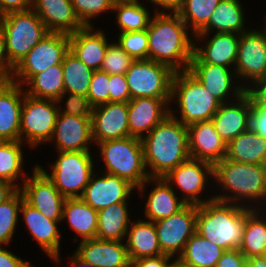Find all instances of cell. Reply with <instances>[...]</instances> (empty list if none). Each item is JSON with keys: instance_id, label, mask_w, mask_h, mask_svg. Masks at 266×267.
<instances>
[{"instance_id": "cell-45", "label": "cell", "mask_w": 266, "mask_h": 267, "mask_svg": "<svg viewBox=\"0 0 266 267\" xmlns=\"http://www.w3.org/2000/svg\"><path fill=\"white\" fill-rule=\"evenodd\" d=\"M77 18L84 26H93L90 21L113 9V0H71Z\"/></svg>"}, {"instance_id": "cell-20", "label": "cell", "mask_w": 266, "mask_h": 267, "mask_svg": "<svg viewBox=\"0 0 266 267\" xmlns=\"http://www.w3.org/2000/svg\"><path fill=\"white\" fill-rule=\"evenodd\" d=\"M56 142L57 152H90L92 139L91 117L58 113L50 142Z\"/></svg>"}, {"instance_id": "cell-1", "label": "cell", "mask_w": 266, "mask_h": 267, "mask_svg": "<svg viewBox=\"0 0 266 267\" xmlns=\"http://www.w3.org/2000/svg\"><path fill=\"white\" fill-rule=\"evenodd\" d=\"M154 13L147 28L148 59L175 72L188 70L194 49L190 29L177 13Z\"/></svg>"}, {"instance_id": "cell-39", "label": "cell", "mask_w": 266, "mask_h": 267, "mask_svg": "<svg viewBox=\"0 0 266 267\" xmlns=\"http://www.w3.org/2000/svg\"><path fill=\"white\" fill-rule=\"evenodd\" d=\"M22 144L21 141H0V180L8 181L18 189L20 183L16 182H19L17 181L19 176L23 182L28 176L23 174L24 152L22 151Z\"/></svg>"}, {"instance_id": "cell-50", "label": "cell", "mask_w": 266, "mask_h": 267, "mask_svg": "<svg viewBox=\"0 0 266 267\" xmlns=\"http://www.w3.org/2000/svg\"><path fill=\"white\" fill-rule=\"evenodd\" d=\"M247 258L239 249L225 250L216 267H245Z\"/></svg>"}, {"instance_id": "cell-49", "label": "cell", "mask_w": 266, "mask_h": 267, "mask_svg": "<svg viewBox=\"0 0 266 267\" xmlns=\"http://www.w3.org/2000/svg\"><path fill=\"white\" fill-rule=\"evenodd\" d=\"M244 93L251 100V109H266V77L252 81ZM253 84V85H252Z\"/></svg>"}, {"instance_id": "cell-3", "label": "cell", "mask_w": 266, "mask_h": 267, "mask_svg": "<svg viewBox=\"0 0 266 267\" xmlns=\"http://www.w3.org/2000/svg\"><path fill=\"white\" fill-rule=\"evenodd\" d=\"M213 178L224 189L223 192H229L214 195L217 200L253 209L263 207L266 203V164L240 163L225 157L213 166ZM248 201L253 205L247 203ZM258 201L262 202L261 206L257 204Z\"/></svg>"}, {"instance_id": "cell-17", "label": "cell", "mask_w": 266, "mask_h": 267, "mask_svg": "<svg viewBox=\"0 0 266 267\" xmlns=\"http://www.w3.org/2000/svg\"><path fill=\"white\" fill-rule=\"evenodd\" d=\"M232 69L233 68L224 65L190 64L188 71L213 95L216 100L223 104L232 102L230 99H233V102L236 101V99L244 94L246 87L245 84L240 85L241 83L238 84L234 81L233 78L237 77ZM234 83H236V86ZM230 93L232 94L231 98H229Z\"/></svg>"}, {"instance_id": "cell-51", "label": "cell", "mask_w": 266, "mask_h": 267, "mask_svg": "<svg viewBox=\"0 0 266 267\" xmlns=\"http://www.w3.org/2000/svg\"><path fill=\"white\" fill-rule=\"evenodd\" d=\"M14 67L9 63L4 46V32L0 26V83L11 81Z\"/></svg>"}, {"instance_id": "cell-5", "label": "cell", "mask_w": 266, "mask_h": 267, "mask_svg": "<svg viewBox=\"0 0 266 267\" xmlns=\"http://www.w3.org/2000/svg\"><path fill=\"white\" fill-rule=\"evenodd\" d=\"M171 100L177 102L180 119L171 108L170 116L185 126L211 120L221 105L188 70L174 73Z\"/></svg>"}, {"instance_id": "cell-29", "label": "cell", "mask_w": 266, "mask_h": 267, "mask_svg": "<svg viewBox=\"0 0 266 267\" xmlns=\"http://www.w3.org/2000/svg\"><path fill=\"white\" fill-rule=\"evenodd\" d=\"M150 182H154L155 187L148 193L147 203H145L144 214L146 215L145 218L149 219L148 221L156 222L167 218L186 205L182 198L176 196V191L173 190L174 187L169 185L164 178H149L136 190L138 189L143 193L145 186Z\"/></svg>"}, {"instance_id": "cell-28", "label": "cell", "mask_w": 266, "mask_h": 267, "mask_svg": "<svg viewBox=\"0 0 266 267\" xmlns=\"http://www.w3.org/2000/svg\"><path fill=\"white\" fill-rule=\"evenodd\" d=\"M75 253L95 267H124L130 263L126 244L122 241L83 240Z\"/></svg>"}, {"instance_id": "cell-30", "label": "cell", "mask_w": 266, "mask_h": 267, "mask_svg": "<svg viewBox=\"0 0 266 267\" xmlns=\"http://www.w3.org/2000/svg\"><path fill=\"white\" fill-rule=\"evenodd\" d=\"M240 0H221L210 16L208 24L194 36V42L205 40L212 31L216 33L242 34L250 29L245 28V10ZM215 29V30H214ZM211 31V32H210Z\"/></svg>"}, {"instance_id": "cell-38", "label": "cell", "mask_w": 266, "mask_h": 267, "mask_svg": "<svg viewBox=\"0 0 266 267\" xmlns=\"http://www.w3.org/2000/svg\"><path fill=\"white\" fill-rule=\"evenodd\" d=\"M112 11L117 13L115 17L120 32L146 30L152 18L151 12L140 3V0L114 2Z\"/></svg>"}, {"instance_id": "cell-48", "label": "cell", "mask_w": 266, "mask_h": 267, "mask_svg": "<svg viewBox=\"0 0 266 267\" xmlns=\"http://www.w3.org/2000/svg\"><path fill=\"white\" fill-rule=\"evenodd\" d=\"M109 81L110 102L128 103L131 97L125 74H111Z\"/></svg>"}, {"instance_id": "cell-6", "label": "cell", "mask_w": 266, "mask_h": 267, "mask_svg": "<svg viewBox=\"0 0 266 267\" xmlns=\"http://www.w3.org/2000/svg\"><path fill=\"white\" fill-rule=\"evenodd\" d=\"M106 173L129 181L136 188L150 178L144 161L141 139L126 137L98 143Z\"/></svg>"}, {"instance_id": "cell-43", "label": "cell", "mask_w": 266, "mask_h": 267, "mask_svg": "<svg viewBox=\"0 0 266 267\" xmlns=\"http://www.w3.org/2000/svg\"><path fill=\"white\" fill-rule=\"evenodd\" d=\"M117 43L134 60L148 59L149 44L147 29L121 32L119 33Z\"/></svg>"}, {"instance_id": "cell-34", "label": "cell", "mask_w": 266, "mask_h": 267, "mask_svg": "<svg viewBox=\"0 0 266 267\" xmlns=\"http://www.w3.org/2000/svg\"><path fill=\"white\" fill-rule=\"evenodd\" d=\"M127 202L112 204L98 211L96 238L100 240L123 241L129 228Z\"/></svg>"}, {"instance_id": "cell-46", "label": "cell", "mask_w": 266, "mask_h": 267, "mask_svg": "<svg viewBox=\"0 0 266 267\" xmlns=\"http://www.w3.org/2000/svg\"><path fill=\"white\" fill-rule=\"evenodd\" d=\"M110 75L107 72L101 70H94L87 98L92 107H96L110 102Z\"/></svg>"}, {"instance_id": "cell-57", "label": "cell", "mask_w": 266, "mask_h": 267, "mask_svg": "<svg viewBox=\"0 0 266 267\" xmlns=\"http://www.w3.org/2000/svg\"><path fill=\"white\" fill-rule=\"evenodd\" d=\"M17 190L18 188L12 183L0 180V204L9 199Z\"/></svg>"}, {"instance_id": "cell-36", "label": "cell", "mask_w": 266, "mask_h": 267, "mask_svg": "<svg viewBox=\"0 0 266 267\" xmlns=\"http://www.w3.org/2000/svg\"><path fill=\"white\" fill-rule=\"evenodd\" d=\"M224 252L223 248L195 232L186 242L178 259L191 267H216Z\"/></svg>"}, {"instance_id": "cell-18", "label": "cell", "mask_w": 266, "mask_h": 267, "mask_svg": "<svg viewBox=\"0 0 266 267\" xmlns=\"http://www.w3.org/2000/svg\"><path fill=\"white\" fill-rule=\"evenodd\" d=\"M93 142L129 137L128 103L108 102L92 108Z\"/></svg>"}, {"instance_id": "cell-44", "label": "cell", "mask_w": 266, "mask_h": 267, "mask_svg": "<svg viewBox=\"0 0 266 267\" xmlns=\"http://www.w3.org/2000/svg\"><path fill=\"white\" fill-rule=\"evenodd\" d=\"M134 59L117 42L109 43L100 70L111 74H126Z\"/></svg>"}, {"instance_id": "cell-26", "label": "cell", "mask_w": 266, "mask_h": 267, "mask_svg": "<svg viewBox=\"0 0 266 267\" xmlns=\"http://www.w3.org/2000/svg\"><path fill=\"white\" fill-rule=\"evenodd\" d=\"M202 47L194 42L193 58L190 64H212L235 67L240 34L214 33ZM197 43V44H196Z\"/></svg>"}, {"instance_id": "cell-10", "label": "cell", "mask_w": 266, "mask_h": 267, "mask_svg": "<svg viewBox=\"0 0 266 267\" xmlns=\"http://www.w3.org/2000/svg\"><path fill=\"white\" fill-rule=\"evenodd\" d=\"M55 100L40 99L25 93L20 123V141L38 147L46 142L50 143L59 113Z\"/></svg>"}, {"instance_id": "cell-31", "label": "cell", "mask_w": 266, "mask_h": 267, "mask_svg": "<svg viewBox=\"0 0 266 267\" xmlns=\"http://www.w3.org/2000/svg\"><path fill=\"white\" fill-rule=\"evenodd\" d=\"M126 233V247L130 262L144 257L162 255L155 224L144 219L132 221Z\"/></svg>"}, {"instance_id": "cell-14", "label": "cell", "mask_w": 266, "mask_h": 267, "mask_svg": "<svg viewBox=\"0 0 266 267\" xmlns=\"http://www.w3.org/2000/svg\"><path fill=\"white\" fill-rule=\"evenodd\" d=\"M209 177L213 179V165L190 157L163 178L172 187L175 185L182 190V200L186 204L202 205L215 199L214 196L209 197V199L200 198L207 187Z\"/></svg>"}, {"instance_id": "cell-27", "label": "cell", "mask_w": 266, "mask_h": 267, "mask_svg": "<svg viewBox=\"0 0 266 267\" xmlns=\"http://www.w3.org/2000/svg\"><path fill=\"white\" fill-rule=\"evenodd\" d=\"M108 44L106 35L94 25L69 35V51L93 70H100Z\"/></svg>"}, {"instance_id": "cell-42", "label": "cell", "mask_w": 266, "mask_h": 267, "mask_svg": "<svg viewBox=\"0 0 266 267\" xmlns=\"http://www.w3.org/2000/svg\"><path fill=\"white\" fill-rule=\"evenodd\" d=\"M23 200V195L18 189L9 199L0 204V246L12 242Z\"/></svg>"}, {"instance_id": "cell-23", "label": "cell", "mask_w": 266, "mask_h": 267, "mask_svg": "<svg viewBox=\"0 0 266 267\" xmlns=\"http://www.w3.org/2000/svg\"><path fill=\"white\" fill-rule=\"evenodd\" d=\"M23 88L12 80L0 83V141H20Z\"/></svg>"}, {"instance_id": "cell-37", "label": "cell", "mask_w": 266, "mask_h": 267, "mask_svg": "<svg viewBox=\"0 0 266 267\" xmlns=\"http://www.w3.org/2000/svg\"><path fill=\"white\" fill-rule=\"evenodd\" d=\"M25 93L34 98L57 101L64 93V73L62 64L49 67L44 72L33 75L25 85Z\"/></svg>"}, {"instance_id": "cell-13", "label": "cell", "mask_w": 266, "mask_h": 267, "mask_svg": "<svg viewBox=\"0 0 266 267\" xmlns=\"http://www.w3.org/2000/svg\"><path fill=\"white\" fill-rule=\"evenodd\" d=\"M32 172V177L27 176L19 188L24 201L39 210L46 218L62 223L63 205L66 198L37 165L34 166Z\"/></svg>"}, {"instance_id": "cell-4", "label": "cell", "mask_w": 266, "mask_h": 267, "mask_svg": "<svg viewBox=\"0 0 266 267\" xmlns=\"http://www.w3.org/2000/svg\"><path fill=\"white\" fill-rule=\"evenodd\" d=\"M246 207L217 199L197 205L196 233L224 250L239 249Z\"/></svg>"}, {"instance_id": "cell-21", "label": "cell", "mask_w": 266, "mask_h": 267, "mask_svg": "<svg viewBox=\"0 0 266 267\" xmlns=\"http://www.w3.org/2000/svg\"><path fill=\"white\" fill-rule=\"evenodd\" d=\"M188 149L191 158L213 166L227 155V144L218 135L211 120L187 126Z\"/></svg>"}, {"instance_id": "cell-11", "label": "cell", "mask_w": 266, "mask_h": 267, "mask_svg": "<svg viewBox=\"0 0 266 267\" xmlns=\"http://www.w3.org/2000/svg\"><path fill=\"white\" fill-rule=\"evenodd\" d=\"M69 52V35L50 32L14 67L11 80L21 86L49 67L62 64Z\"/></svg>"}, {"instance_id": "cell-61", "label": "cell", "mask_w": 266, "mask_h": 267, "mask_svg": "<svg viewBox=\"0 0 266 267\" xmlns=\"http://www.w3.org/2000/svg\"><path fill=\"white\" fill-rule=\"evenodd\" d=\"M124 267H134L133 266V263L132 262H130V263H128L126 266H124Z\"/></svg>"}, {"instance_id": "cell-55", "label": "cell", "mask_w": 266, "mask_h": 267, "mask_svg": "<svg viewBox=\"0 0 266 267\" xmlns=\"http://www.w3.org/2000/svg\"><path fill=\"white\" fill-rule=\"evenodd\" d=\"M31 8L32 0H0V12L2 15Z\"/></svg>"}, {"instance_id": "cell-56", "label": "cell", "mask_w": 266, "mask_h": 267, "mask_svg": "<svg viewBox=\"0 0 266 267\" xmlns=\"http://www.w3.org/2000/svg\"><path fill=\"white\" fill-rule=\"evenodd\" d=\"M151 1V3L155 6H159L160 9H164L161 11H158L157 8H155L156 13H177L181 7L183 6L185 0H149V2ZM167 10V11H166Z\"/></svg>"}, {"instance_id": "cell-53", "label": "cell", "mask_w": 266, "mask_h": 267, "mask_svg": "<svg viewBox=\"0 0 266 267\" xmlns=\"http://www.w3.org/2000/svg\"><path fill=\"white\" fill-rule=\"evenodd\" d=\"M173 257L159 255L156 257H144L131 261L134 267H170Z\"/></svg>"}, {"instance_id": "cell-33", "label": "cell", "mask_w": 266, "mask_h": 267, "mask_svg": "<svg viewBox=\"0 0 266 267\" xmlns=\"http://www.w3.org/2000/svg\"><path fill=\"white\" fill-rule=\"evenodd\" d=\"M226 158L246 164H266V140L249 129L227 145Z\"/></svg>"}, {"instance_id": "cell-35", "label": "cell", "mask_w": 266, "mask_h": 267, "mask_svg": "<svg viewBox=\"0 0 266 267\" xmlns=\"http://www.w3.org/2000/svg\"><path fill=\"white\" fill-rule=\"evenodd\" d=\"M262 211L261 208L246 207V224L239 247L246 258L266 254V215Z\"/></svg>"}, {"instance_id": "cell-62", "label": "cell", "mask_w": 266, "mask_h": 267, "mask_svg": "<svg viewBox=\"0 0 266 267\" xmlns=\"http://www.w3.org/2000/svg\"><path fill=\"white\" fill-rule=\"evenodd\" d=\"M2 14H1V12H0V25H1V21H2Z\"/></svg>"}, {"instance_id": "cell-16", "label": "cell", "mask_w": 266, "mask_h": 267, "mask_svg": "<svg viewBox=\"0 0 266 267\" xmlns=\"http://www.w3.org/2000/svg\"><path fill=\"white\" fill-rule=\"evenodd\" d=\"M93 173L86 185L82 196L85 203L96 211L112 204L128 202L136 187L124 178L103 172L99 177Z\"/></svg>"}, {"instance_id": "cell-22", "label": "cell", "mask_w": 266, "mask_h": 267, "mask_svg": "<svg viewBox=\"0 0 266 267\" xmlns=\"http://www.w3.org/2000/svg\"><path fill=\"white\" fill-rule=\"evenodd\" d=\"M251 100L244 93L236 102L220 105L211 121L215 130L228 145L234 138L250 129Z\"/></svg>"}, {"instance_id": "cell-52", "label": "cell", "mask_w": 266, "mask_h": 267, "mask_svg": "<svg viewBox=\"0 0 266 267\" xmlns=\"http://www.w3.org/2000/svg\"><path fill=\"white\" fill-rule=\"evenodd\" d=\"M250 129L266 140V109H251Z\"/></svg>"}, {"instance_id": "cell-47", "label": "cell", "mask_w": 266, "mask_h": 267, "mask_svg": "<svg viewBox=\"0 0 266 267\" xmlns=\"http://www.w3.org/2000/svg\"><path fill=\"white\" fill-rule=\"evenodd\" d=\"M66 94H69L68 98L65 96ZM64 97H66V107L64 110H61L63 106H59V113L72 116L91 117L93 107L90 105L87 96L64 92L56 101L58 105L59 103L61 105Z\"/></svg>"}, {"instance_id": "cell-41", "label": "cell", "mask_w": 266, "mask_h": 267, "mask_svg": "<svg viewBox=\"0 0 266 267\" xmlns=\"http://www.w3.org/2000/svg\"><path fill=\"white\" fill-rule=\"evenodd\" d=\"M221 0H185L177 14L191 27L193 36L198 34L209 22L210 16Z\"/></svg>"}, {"instance_id": "cell-19", "label": "cell", "mask_w": 266, "mask_h": 267, "mask_svg": "<svg viewBox=\"0 0 266 267\" xmlns=\"http://www.w3.org/2000/svg\"><path fill=\"white\" fill-rule=\"evenodd\" d=\"M169 103H173L171 99L154 97L131 99L128 102L129 135L138 139L144 138L170 115Z\"/></svg>"}, {"instance_id": "cell-59", "label": "cell", "mask_w": 266, "mask_h": 267, "mask_svg": "<svg viewBox=\"0 0 266 267\" xmlns=\"http://www.w3.org/2000/svg\"><path fill=\"white\" fill-rule=\"evenodd\" d=\"M69 262L73 267H95L94 265L84 261L75 252L74 255H72V258H70Z\"/></svg>"}, {"instance_id": "cell-32", "label": "cell", "mask_w": 266, "mask_h": 267, "mask_svg": "<svg viewBox=\"0 0 266 267\" xmlns=\"http://www.w3.org/2000/svg\"><path fill=\"white\" fill-rule=\"evenodd\" d=\"M63 220L69 222L70 228L81 237L80 241L96 238L98 211L81 198H66L63 205Z\"/></svg>"}, {"instance_id": "cell-54", "label": "cell", "mask_w": 266, "mask_h": 267, "mask_svg": "<svg viewBox=\"0 0 266 267\" xmlns=\"http://www.w3.org/2000/svg\"><path fill=\"white\" fill-rule=\"evenodd\" d=\"M0 267H33L29 261H24L16 254L0 246Z\"/></svg>"}, {"instance_id": "cell-40", "label": "cell", "mask_w": 266, "mask_h": 267, "mask_svg": "<svg viewBox=\"0 0 266 267\" xmlns=\"http://www.w3.org/2000/svg\"><path fill=\"white\" fill-rule=\"evenodd\" d=\"M62 68L64 73V92L87 96L94 70L86 66L70 51L63 59Z\"/></svg>"}, {"instance_id": "cell-15", "label": "cell", "mask_w": 266, "mask_h": 267, "mask_svg": "<svg viewBox=\"0 0 266 267\" xmlns=\"http://www.w3.org/2000/svg\"><path fill=\"white\" fill-rule=\"evenodd\" d=\"M234 72L237 79H244V81H247L246 84L266 77L265 28L258 31L250 29L240 34Z\"/></svg>"}, {"instance_id": "cell-24", "label": "cell", "mask_w": 266, "mask_h": 267, "mask_svg": "<svg viewBox=\"0 0 266 267\" xmlns=\"http://www.w3.org/2000/svg\"><path fill=\"white\" fill-rule=\"evenodd\" d=\"M21 215L31 236L35 239L46 255L60 263L61 233L58 221L46 218L39 210L22 201Z\"/></svg>"}, {"instance_id": "cell-9", "label": "cell", "mask_w": 266, "mask_h": 267, "mask_svg": "<svg viewBox=\"0 0 266 267\" xmlns=\"http://www.w3.org/2000/svg\"><path fill=\"white\" fill-rule=\"evenodd\" d=\"M174 73L169 66L151 59L134 60L125 74L131 99H171Z\"/></svg>"}, {"instance_id": "cell-8", "label": "cell", "mask_w": 266, "mask_h": 267, "mask_svg": "<svg viewBox=\"0 0 266 267\" xmlns=\"http://www.w3.org/2000/svg\"><path fill=\"white\" fill-rule=\"evenodd\" d=\"M90 152H58L57 160L52 164L51 174L37 165L52 181L65 198H80L95 170L94 159Z\"/></svg>"}, {"instance_id": "cell-7", "label": "cell", "mask_w": 266, "mask_h": 267, "mask_svg": "<svg viewBox=\"0 0 266 267\" xmlns=\"http://www.w3.org/2000/svg\"><path fill=\"white\" fill-rule=\"evenodd\" d=\"M0 26L4 32L6 57L13 67L50 33L32 9L3 15Z\"/></svg>"}, {"instance_id": "cell-12", "label": "cell", "mask_w": 266, "mask_h": 267, "mask_svg": "<svg viewBox=\"0 0 266 267\" xmlns=\"http://www.w3.org/2000/svg\"><path fill=\"white\" fill-rule=\"evenodd\" d=\"M196 219L197 205L186 204L177 213L154 222L162 254L173 258L175 254L177 258L181 255L186 242L196 232Z\"/></svg>"}, {"instance_id": "cell-58", "label": "cell", "mask_w": 266, "mask_h": 267, "mask_svg": "<svg viewBox=\"0 0 266 267\" xmlns=\"http://www.w3.org/2000/svg\"><path fill=\"white\" fill-rule=\"evenodd\" d=\"M247 265L249 267H266V257L257 256V257L247 258Z\"/></svg>"}, {"instance_id": "cell-25", "label": "cell", "mask_w": 266, "mask_h": 267, "mask_svg": "<svg viewBox=\"0 0 266 267\" xmlns=\"http://www.w3.org/2000/svg\"><path fill=\"white\" fill-rule=\"evenodd\" d=\"M31 9L49 32L70 35L84 27L75 14L71 0H32Z\"/></svg>"}, {"instance_id": "cell-2", "label": "cell", "mask_w": 266, "mask_h": 267, "mask_svg": "<svg viewBox=\"0 0 266 267\" xmlns=\"http://www.w3.org/2000/svg\"><path fill=\"white\" fill-rule=\"evenodd\" d=\"M141 143L150 178H163L190 158L187 126L170 115L145 135Z\"/></svg>"}, {"instance_id": "cell-60", "label": "cell", "mask_w": 266, "mask_h": 267, "mask_svg": "<svg viewBox=\"0 0 266 267\" xmlns=\"http://www.w3.org/2000/svg\"><path fill=\"white\" fill-rule=\"evenodd\" d=\"M175 259L173 260V262H171L170 267H191L182 263L178 258Z\"/></svg>"}]
</instances>
